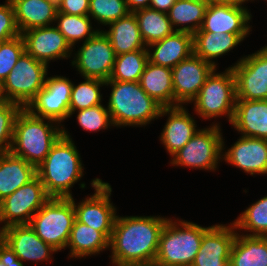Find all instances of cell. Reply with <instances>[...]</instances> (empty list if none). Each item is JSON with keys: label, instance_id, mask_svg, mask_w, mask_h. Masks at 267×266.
Returning a JSON list of instances; mask_svg holds the SVG:
<instances>
[{"label": "cell", "instance_id": "1", "mask_svg": "<svg viewBox=\"0 0 267 266\" xmlns=\"http://www.w3.org/2000/svg\"><path fill=\"white\" fill-rule=\"evenodd\" d=\"M167 218L163 217H116L109 246L112 263H154L159 236Z\"/></svg>", "mask_w": 267, "mask_h": 266}, {"label": "cell", "instance_id": "2", "mask_svg": "<svg viewBox=\"0 0 267 266\" xmlns=\"http://www.w3.org/2000/svg\"><path fill=\"white\" fill-rule=\"evenodd\" d=\"M36 173L50 198H72L70 188L83 176V166L76 146L63 127L62 135L36 167Z\"/></svg>", "mask_w": 267, "mask_h": 266}, {"label": "cell", "instance_id": "3", "mask_svg": "<svg viewBox=\"0 0 267 266\" xmlns=\"http://www.w3.org/2000/svg\"><path fill=\"white\" fill-rule=\"evenodd\" d=\"M105 85L112 86L107 109L114 126H145L159 117L162 106L139 82L108 80Z\"/></svg>", "mask_w": 267, "mask_h": 266}, {"label": "cell", "instance_id": "4", "mask_svg": "<svg viewBox=\"0 0 267 266\" xmlns=\"http://www.w3.org/2000/svg\"><path fill=\"white\" fill-rule=\"evenodd\" d=\"M61 135V128H54L45 123L44 118L34 116L26 108H22L15 119L9 151L37 167Z\"/></svg>", "mask_w": 267, "mask_h": 266}, {"label": "cell", "instance_id": "5", "mask_svg": "<svg viewBox=\"0 0 267 266\" xmlns=\"http://www.w3.org/2000/svg\"><path fill=\"white\" fill-rule=\"evenodd\" d=\"M179 223L167 219L163 226L154 261L157 265L191 266L198 254L202 236L210 228L185 220H179ZM177 225H180V228Z\"/></svg>", "mask_w": 267, "mask_h": 266}, {"label": "cell", "instance_id": "6", "mask_svg": "<svg viewBox=\"0 0 267 266\" xmlns=\"http://www.w3.org/2000/svg\"><path fill=\"white\" fill-rule=\"evenodd\" d=\"M75 221L72 198H50L32 217L29 225L55 250L66 248Z\"/></svg>", "mask_w": 267, "mask_h": 266}, {"label": "cell", "instance_id": "7", "mask_svg": "<svg viewBox=\"0 0 267 266\" xmlns=\"http://www.w3.org/2000/svg\"><path fill=\"white\" fill-rule=\"evenodd\" d=\"M214 69L193 100L200 117L209 119L226 115L231 123L236 103L235 76L231 68L223 73Z\"/></svg>", "mask_w": 267, "mask_h": 266}, {"label": "cell", "instance_id": "8", "mask_svg": "<svg viewBox=\"0 0 267 266\" xmlns=\"http://www.w3.org/2000/svg\"><path fill=\"white\" fill-rule=\"evenodd\" d=\"M47 67L24 52L2 82L6 98L26 108L44 87Z\"/></svg>", "mask_w": 267, "mask_h": 266}, {"label": "cell", "instance_id": "9", "mask_svg": "<svg viewBox=\"0 0 267 266\" xmlns=\"http://www.w3.org/2000/svg\"><path fill=\"white\" fill-rule=\"evenodd\" d=\"M216 124L210 128L199 129L197 133L173 155L172 164L215 170L221 159L224 142Z\"/></svg>", "mask_w": 267, "mask_h": 266}, {"label": "cell", "instance_id": "10", "mask_svg": "<svg viewBox=\"0 0 267 266\" xmlns=\"http://www.w3.org/2000/svg\"><path fill=\"white\" fill-rule=\"evenodd\" d=\"M49 199L44 185L36 176L0 202V223L5 224L0 231L11 225L29 224L33 215Z\"/></svg>", "mask_w": 267, "mask_h": 266}, {"label": "cell", "instance_id": "11", "mask_svg": "<svg viewBox=\"0 0 267 266\" xmlns=\"http://www.w3.org/2000/svg\"><path fill=\"white\" fill-rule=\"evenodd\" d=\"M91 185L95 189L93 196L86 198L78 205L72 197L75 219L100 231L110 241L117 217L116 208L110 203L109 198L112 188L109 183L102 182L99 178L94 179Z\"/></svg>", "mask_w": 267, "mask_h": 266}, {"label": "cell", "instance_id": "12", "mask_svg": "<svg viewBox=\"0 0 267 266\" xmlns=\"http://www.w3.org/2000/svg\"><path fill=\"white\" fill-rule=\"evenodd\" d=\"M73 83L63 76L48 77L44 87L36 94L26 109L34 116L51 124L70 117V99ZM37 111V112H36Z\"/></svg>", "mask_w": 267, "mask_h": 266}, {"label": "cell", "instance_id": "13", "mask_svg": "<svg viewBox=\"0 0 267 266\" xmlns=\"http://www.w3.org/2000/svg\"><path fill=\"white\" fill-rule=\"evenodd\" d=\"M115 60L116 54L111 42L101 30L94 37L84 41L72 65L76 66L84 79L94 78L106 82L110 78Z\"/></svg>", "mask_w": 267, "mask_h": 266}, {"label": "cell", "instance_id": "14", "mask_svg": "<svg viewBox=\"0 0 267 266\" xmlns=\"http://www.w3.org/2000/svg\"><path fill=\"white\" fill-rule=\"evenodd\" d=\"M232 69L235 76L236 100H267V52L240 59Z\"/></svg>", "mask_w": 267, "mask_h": 266}, {"label": "cell", "instance_id": "15", "mask_svg": "<svg viewBox=\"0 0 267 266\" xmlns=\"http://www.w3.org/2000/svg\"><path fill=\"white\" fill-rule=\"evenodd\" d=\"M216 69L194 53L172 68L174 107L191 103L205 83L207 77Z\"/></svg>", "mask_w": 267, "mask_h": 266}, {"label": "cell", "instance_id": "16", "mask_svg": "<svg viewBox=\"0 0 267 266\" xmlns=\"http://www.w3.org/2000/svg\"><path fill=\"white\" fill-rule=\"evenodd\" d=\"M251 14L242 6L231 2H209L201 28L197 32L249 34Z\"/></svg>", "mask_w": 267, "mask_h": 266}, {"label": "cell", "instance_id": "17", "mask_svg": "<svg viewBox=\"0 0 267 266\" xmlns=\"http://www.w3.org/2000/svg\"><path fill=\"white\" fill-rule=\"evenodd\" d=\"M21 35L25 52L46 65L51 60L70 57L72 47L57 27L33 28Z\"/></svg>", "mask_w": 267, "mask_h": 266}, {"label": "cell", "instance_id": "18", "mask_svg": "<svg viewBox=\"0 0 267 266\" xmlns=\"http://www.w3.org/2000/svg\"><path fill=\"white\" fill-rule=\"evenodd\" d=\"M231 226H210L202 236L198 254L191 266H229L231 248L237 235L234 224L231 223Z\"/></svg>", "mask_w": 267, "mask_h": 266}, {"label": "cell", "instance_id": "19", "mask_svg": "<svg viewBox=\"0 0 267 266\" xmlns=\"http://www.w3.org/2000/svg\"><path fill=\"white\" fill-rule=\"evenodd\" d=\"M0 238L14 251L18 259L44 261L51 259L50 253L57 252L41 240L29 224L11 225L0 231Z\"/></svg>", "mask_w": 267, "mask_h": 266}, {"label": "cell", "instance_id": "20", "mask_svg": "<svg viewBox=\"0 0 267 266\" xmlns=\"http://www.w3.org/2000/svg\"><path fill=\"white\" fill-rule=\"evenodd\" d=\"M222 156L227 163L248 174H267L266 139L241 136Z\"/></svg>", "mask_w": 267, "mask_h": 266}, {"label": "cell", "instance_id": "21", "mask_svg": "<svg viewBox=\"0 0 267 266\" xmlns=\"http://www.w3.org/2000/svg\"><path fill=\"white\" fill-rule=\"evenodd\" d=\"M165 114L170 116L160 139L169 154L173 156L197 133L198 129H196L194 119L182 105L162 107L159 117Z\"/></svg>", "mask_w": 267, "mask_h": 266}, {"label": "cell", "instance_id": "22", "mask_svg": "<svg viewBox=\"0 0 267 266\" xmlns=\"http://www.w3.org/2000/svg\"><path fill=\"white\" fill-rule=\"evenodd\" d=\"M153 53L148 51V61L172 69L179 62L194 53L193 34L184 31H174L161 41L152 43Z\"/></svg>", "mask_w": 267, "mask_h": 266}, {"label": "cell", "instance_id": "23", "mask_svg": "<svg viewBox=\"0 0 267 266\" xmlns=\"http://www.w3.org/2000/svg\"><path fill=\"white\" fill-rule=\"evenodd\" d=\"M231 124L242 136L267 140V100H236Z\"/></svg>", "mask_w": 267, "mask_h": 266}, {"label": "cell", "instance_id": "24", "mask_svg": "<svg viewBox=\"0 0 267 266\" xmlns=\"http://www.w3.org/2000/svg\"><path fill=\"white\" fill-rule=\"evenodd\" d=\"M20 33L46 27L56 20L57 0H10Z\"/></svg>", "mask_w": 267, "mask_h": 266}, {"label": "cell", "instance_id": "25", "mask_svg": "<svg viewBox=\"0 0 267 266\" xmlns=\"http://www.w3.org/2000/svg\"><path fill=\"white\" fill-rule=\"evenodd\" d=\"M36 176L34 165L10 151L0 152V202Z\"/></svg>", "mask_w": 267, "mask_h": 266}, {"label": "cell", "instance_id": "26", "mask_svg": "<svg viewBox=\"0 0 267 266\" xmlns=\"http://www.w3.org/2000/svg\"><path fill=\"white\" fill-rule=\"evenodd\" d=\"M139 83L145 92L162 107H174L172 69L148 61Z\"/></svg>", "mask_w": 267, "mask_h": 266}, {"label": "cell", "instance_id": "27", "mask_svg": "<svg viewBox=\"0 0 267 266\" xmlns=\"http://www.w3.org/2000/svg\"><path fill=\"white\" fill-rule=\"evenodd\" d=\"M248 34L220 32H195L193 34L194 54L216 68L212 59L228 53L237 46Z\"/></svg>", "mask_w": 267, "mask_h": 266}, {"label": "cell", "instance_id": "28", "mask_svg": "<svg viewBox=\"0 0 267 266\" xmlns=\"http://www.w3.org/2000/svg\"><path fill=\"white\" fill-rule=\"evenodd\" d=\"M104 34L109 38L116 55L148 49L141 37L138 21L133 12L109 24Z\"/></svg>", "mask_w": 267, "mask_h": 266}, {"label": "cell", "instance_id": "29", "mask_svg": "<svg viewBox=\"0 0 267 266\" xmlns=\"http://www.w3.org/2000/svg\"><path fill=\"white\" fill-rule=\"evenodd\" d=\"M229 263V266H267V236L237 233Z\"/></svg>", "mask_w": 267, "mask_h": 266}, {"label": "cell", "instance_id": "30", "mask_svg": "<svg viewBox=\"0 0 267 266\" xmlns=\"http://www.w3.org/2000/svg\"><path fill=\"white\" fill-rule=\"evenodd\" d=\"M70 246V257H84L100 253L109 248V240L97 230L75 219L67 247Z\"/></svg>", "mask_w": 267, "mask_h": 266}, {"label": "cell", "instance_id": "31", "mask_svg": "<svg viewBox=\"0 0 267 266\" xmlns=\"http://www.w3.org/2000/svg\"><path fill=\"white\" fill-rule=\"evenodd\" d=\"M208 3V0H177L167 12L171 25L174 27L187 24L176 28V31L194 34L202 26ZM189 23H192L191 26Z\"/></svg>", "mask_w": 267, "mask_h": 266}, {"label": "cell", "instance_id": "32", "mask_svg": "<svg viewBox=\"0 0 267 266\" xmlns=\"http://www.w3.org/2000/svg\"><path fill=\"white\" fill-rule=\"evenodd\" d=\"M133 13L138 21L140 34L146 47H149L152 43L161 41L176 31L165 12L143 8Z\"/></svg>", "mask_w": 267, "mask_h": 266}, {"label": "cell", "instance_id": "33", "mask_svg": "<svg viewBox=\"0 0 267 266\" xmlns=\"http://www.w3.org/2000/svg\"><path fill=\"white\" fill-rule=\"evenodd\" d=\"M149 49L116 55L109 80L139 82L148 62Z\"/></svg>", "mask_w": 267, "mask_h": 266}, {"label": "cell", "instance_id": "34", "mask_svg": "<svg viewBox=\"0 0 267 266\" xmlns=\"http://www.w3.org/2000/svg\"><path fill=\"white\" fill-rule=\"evenodd\" d=\"M58 30L63 34L70 46L85 38V41L94 37L99 30H92L90 17L88 15H70L57 12L56 20Z\"/></svg>", "mask_w": 267, "mask_h": 266}, {"label": "cell", "instance_id": "35", "mask_svg": "<svg viewBox=\"0 0 267 266\" xmlns=\"http://www.w3.org/2000/svg\"><path fill=\"white\" fill-rule=\"evenodd\" d=\"M233 224L235 229L251 231L249 236H267V196L248 207Z\"/></svg>", "mask_w": 267, "mask_h": 266}, {"label": "cell", "instance_id": "36", "mask_svg": "<svg viewBox=\"0 0 267 266\" xmlns=\"http://www.w3.org/2000/svg\"><path fill=\"white\" fill-rule=\"evenodd\" d=\"M85 80L76 86L72 85L70 116L76 110L87 109L101 104L100 87L105 85V81L94 78H85Z\"/></svg>", "mask_w": 267, "mask_h": 266}, {"label": "cell", "instance_id": "37", "mask_svg": "<svg viewBox=\"0 0 267 266\" xmlns=\"http://www.w3.org/2000/svg\"><path fill=\"white\" fill-rule=\"evenodd\" d=\"M130 13L126 0H90L89 14L101 24L109 25Z\"/></svg>", "mask_w": 267, "mask_h": 266}, {"label": "cell", "instance_id": "38", "mask_svg": "<svg viewBox=\"0 0 267 266\" xmlns=\"http://www.w3.org/2000/svg\"><path fill=\"white\" fill-rule=\"evenodd\" d=\"M21 109L20 105L10 101L0 103V152L11 148L15 119Z\"/></svg>", "mask_w": 267, "mask_h": 266}, {"label": "cell", "instance_id": "39", "mask_svg": "<svg viewBox=\"0 0 267 266\" xmlns=\"http://www.w3.org/2000/svg\"><path fill=\"white\" fill-rule=\"evenodd\" d=\"M25 52L22 35L0 42V81L9 75L20 56Z\"/></svg>", "mask_w": 267, "mask_h": 266}, {"label": "cell", "instance_id": "40", "mask_svg": "<svg viewBox=\"0 0 267 266\" xmlns=\"http://www.w3.org/2000/svg\"><path fill=\"white\" fill-rule=\"evenodd\" d=\"M77 119L79 125L87 131L95 132L113 125L110 112L102 104L78 110Z\"/></svg>", "mask_w": 267, "mask_h": 266}, {"label": "cell", "instance_id": "41", "mask_svg": "<svg viewBox=\"0 0 267 266\" xmlns=\"http://www.w3.org/2000/svg\"><path fill=\"white\" fill-rule=\"evenodd\" d=\"M21 35L15 18L14 7L10 0L0 5V42H4Z\"/></svg>", "mask_w": 267, "mask_h": 266}, {"label": "cell", "instance_id": "42", "mask_svg": "<svg viewBox=\"0 0 267 266\" xmlns=\"http://www.w3.org/2000/svg\"><path fill=\"white\" fill-rule=\"evenodd\" d=\"M90 0H57L58 12L70 15H88Z\"/></svg>", "mask_w": 267, "mask_h": 266}, {"label": "cell", "instance_id": "43", "mask_svg": "<svg viewBox=\"0 0 267 266\" xmlns=\"http://www.w3.org/2000/svg\"><path fill=\"white\" fill-rule=\"evenodd\" d=\"M0 262L5 266H23L14 251L0 238Z\"/></svg>", "mask_w": 267, "mask_h": 266}, {"label": "cell", "instance_id": "44", "mask_svg": "<svg viewBox=\"0 0 267 266\" xmlns=\"http://www.w3.org/2000/svg\"><path fill=\"white\" fill-rule=\"evenodd\" d=\"M177 0H151L149 8L167 13Z\"/></svg>", "mask_w": 267, "mask_h": 266}, {"label": "cell", "instance_id": "45", "mask_svg": "<svg viewBox=\"0 0 267 266\" xmlns=\"http://www.w3.org/2000/svg\"><path fill=\"white\" fill-rule=\"evenodd\" d=\"M151 0H126L128 10L134 12L139 9L149 8Z\"/></svg>", "mask_w": 267, "mask_h": 266}, {"label": "cell", "instance_id": "46", "mask_svg": "<svg viewBox=\"0 0 267 266\" xmlns=\"http://www.w3.org/2000/svg\"><path fill=\"white\" fill-rule=\"evenodd\" d=\"M9 100L6 98L4 93V86L2 81H0V103H7Z\"/></svg>", "mask_w": 267, "mask_h": 266}, {"label": "cell", "instance_id": "47", "mask_svg": "<svg viewBox=\"0 0 267 266\" xmlns=\"http://www.w3.org/2000/svg\"><path fill=\"white\" fill-rule=\"evenodd\" d=\"M209 2H231L236 4H243L245 0H208Z\"/></svg>", "mask_w": 267, "mask_h": 266}, {"label": "cell", "instance_id": "48", "mask_svg": "<svg viewBox=\"0 0 267 266\" xmlns=\"http://www.w3.org/2000/svg\"><path fill=\"white\" fill-rule=\"evenodd\" d=\"M116 266H140V264H118V263H113Z\"/></svg>", "mask_w": 267, "mask_h": 266}, {"label": "cell", "instance_id": "49", "mask_svg": "<svg viewBox=\"0 0 267 266\" xmlns=\"http://www.w3.org/2000/svg\"><path fill=\"white\" fill-rule=\"evenodd\" d=\"M140 266H160V265H157L156 263H149V264H140Z\"/></svg>", "mask_w": 267, "mask_h": 266}, {"label": "cell", "instance_id": "50", "mask_svg": "<svg viewBox=\"0 0 267 266\" xmlns=\"http://www.w3.org/2000/svg\"><path fill=\"white\" fill-rule=\"evenodd\" d=\"M262 50L267 52V46L263 47Z\"/></svg>", "mask_w": 267, "mask_h": 266}]
</instances>
